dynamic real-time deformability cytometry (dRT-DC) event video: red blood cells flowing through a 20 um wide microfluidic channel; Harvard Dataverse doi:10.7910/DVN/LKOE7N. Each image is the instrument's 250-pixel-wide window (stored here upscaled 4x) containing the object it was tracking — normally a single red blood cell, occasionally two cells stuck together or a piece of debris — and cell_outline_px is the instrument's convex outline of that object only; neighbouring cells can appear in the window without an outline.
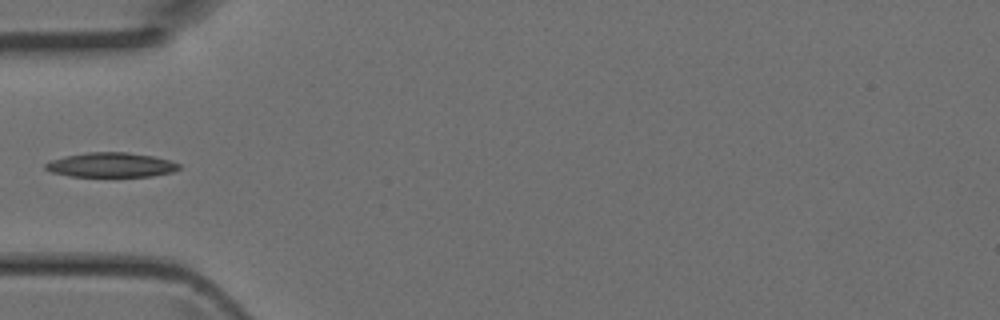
{"species": "Egyptian fruit bat (a non-hibernating species)", "species_latin": "Rousettus aegyptiacus", "temperature_condition": "room temperature", "stored_images_in_passage": 5, "camera_frame_rate_fps": 3000, "um_per_image_px": 0.085, "animal": {"sex": "female"}, "frame": {"image": 1, "passage_image": 5, "time_ms": 1.333, "image_size_px": [1000, 320], "cell_outline_px": [[180, 168], [172, 172], [152, 176], [72, 176], [52, 172], [44, 168], [44, 164], [52, 160], [64, 156], [84, 152], [128, 152], [152, 156], [172, 160], [180, 164]], "centroid_in_image_um": [9.45, 14.01], "position_along_channel_um": 75.5, "area_um2": 19.13}}